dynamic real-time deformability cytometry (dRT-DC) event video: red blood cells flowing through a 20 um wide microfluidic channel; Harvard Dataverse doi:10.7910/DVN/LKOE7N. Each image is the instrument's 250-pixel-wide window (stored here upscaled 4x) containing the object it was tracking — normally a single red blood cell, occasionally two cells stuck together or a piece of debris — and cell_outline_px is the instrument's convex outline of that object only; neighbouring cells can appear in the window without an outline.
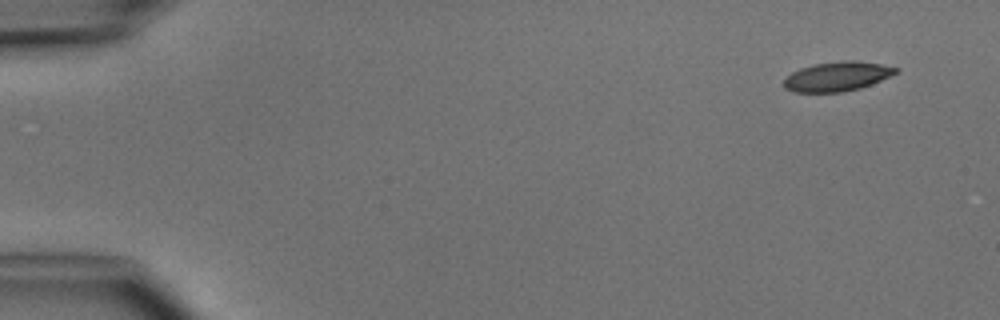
{"species": "common noctule bat (a hibernating species)", "species_latin": "Nyctalus noctula", "temperature_condition": "cold", "stored_images_in_passage": 2, "camera_frame_rate_fps": 3000, "um_per_image_px": 0.085, "animal": {"sex": "male", "body_mass_g": 15.6}, "frame": {"image": 1, "passage_image": 2, "time_ms": 1.0, "image_size_px": [1000, 320], "cell_outline_px": [[900, 72], [872, 84], [860, 88], [840, 92], [792, 92], [784, 88], [784, 80], [792, 72], [800, 68], [812, 64], [844, 60], [852, 60], [880, 64], [900, 68]], "centroid_in_image_um": [71.18, 6.49], "position_along_channel_um": 13.8, "area_um2": 19.31}}